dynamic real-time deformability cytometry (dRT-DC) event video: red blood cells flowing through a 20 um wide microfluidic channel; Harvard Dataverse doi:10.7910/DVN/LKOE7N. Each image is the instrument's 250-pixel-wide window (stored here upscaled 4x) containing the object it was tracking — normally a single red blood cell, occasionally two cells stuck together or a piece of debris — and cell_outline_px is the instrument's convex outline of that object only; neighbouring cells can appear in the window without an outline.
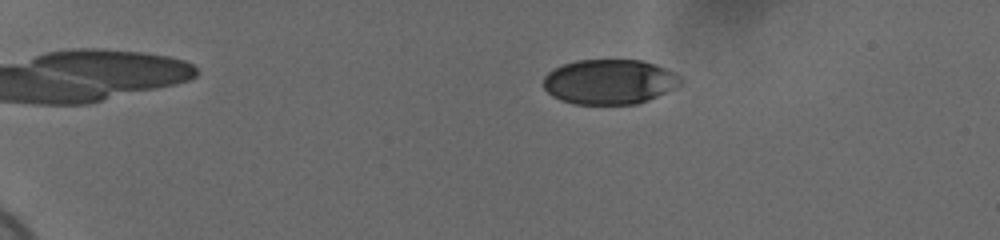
{"species": "human", "species_latin": "Homo sapiens", "temperature_condition": "cold", "stored_images_in_passage": 59, "camera_frame_rate_fps": 3000, "um_per_image_px": 0.085, "donor": {"sex": "female"}, "frame": {"image": 1, "passage_image": 14, "time_ms": 4.333, "image_size_px": [1000, 240], "cell_outline_px": [[680, 84], [648, 100], [636, 104], [572, 104], [560, 100], [552, 96], [544, 88], [544, 76], [548, 72], [564, 64], [576, 60], [644, 60], [656, 64], [680, 76]], "centroid_in_image_um": [51.76, 6.95], "position_along_channel_um": 33.2, "area_um2": 35.66}}
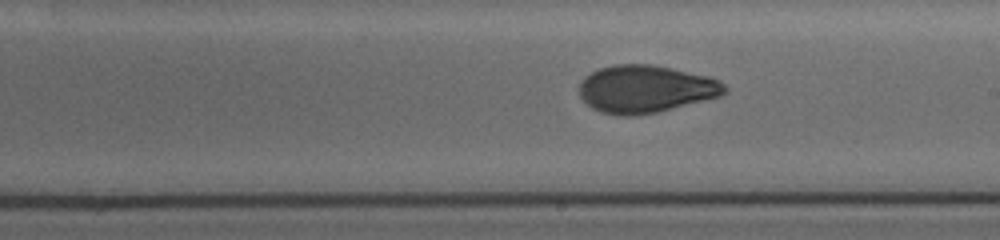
{"frame": {"image": 2, "passage_image": 38, "time_ms": 12.333, "image_size_px": [1000, 240], "cell_outline_px": [[728, 88], [720, 96], [656, 112], [632, 116], [624, 116], [600, 112], [592, 108], [580, 96], [580, 80], [584, 76], [600, 68], [612, 64], [652, 64], [708, 76], [720, 80]], "centroid_in_image_um": [54.85, 7.55], "position_along_channel_um": 234.1, "area_um2": 40.11}}
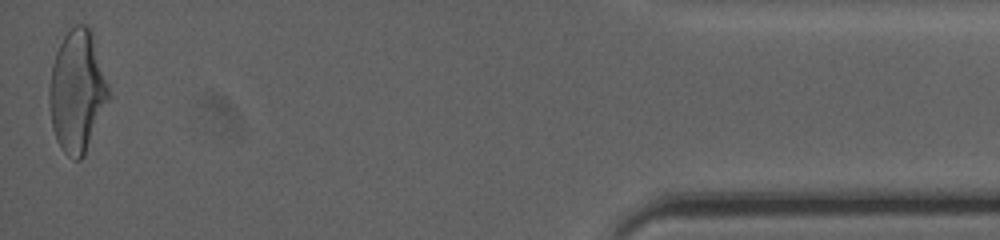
{"frame": {"image": 3, "passage_image": 59, "time_ms": 19.333, "image_size_px": [1000, 240], "cell_outline_px": [[108, 96], [84, 156], [80, 160], [76, 160], [68, 156], [64, 152], [56, 140], [52, 128], [48, 100], [48, 88], [52, 64], [56, 52], [64, 36], [76, 24], [84, 24], [92, 32], [108, 84]], "centroid_in_image_um": [6.51, 7.75], "position_along_channel_um": 428.7, "area_um2": 41.5}, "authors_computed_cell_mechanics": {"area_um2": 39.304, "velocity_mm_per_s": 3.708, "shape_relaxation_time_tau1_ms": 4.2369, "shape_relaxation_time_tau2_ms": 1.6233, "deformation_change_tau1": 0.1505, "deformation_change_tau2": 0.0637}}